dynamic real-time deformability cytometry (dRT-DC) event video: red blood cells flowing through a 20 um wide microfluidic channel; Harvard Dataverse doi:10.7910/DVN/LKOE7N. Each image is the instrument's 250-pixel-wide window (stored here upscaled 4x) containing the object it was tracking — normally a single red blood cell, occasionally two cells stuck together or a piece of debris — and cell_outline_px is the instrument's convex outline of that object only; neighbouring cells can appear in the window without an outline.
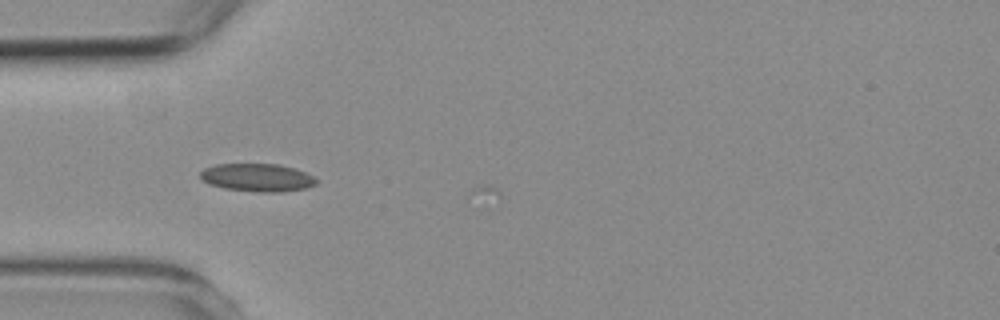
{"species": "common noctule bat (a hibernating species)", "species_latin": "Nyctalus noctula", "temperature_condition": "room temperature", "stored_images_in_passage": 3, "camera_frame_rate_fps": 3000, "um_per_image_px": 0.085, "animal": {"sex": "female", "body_mass_g": 19.3, "forearm_length_mm": 54.1}, "frame": {"image": 1, "passage_image": 1, "time_ms": 0.0, "image_size_px": [1000, 320], "cell_outline_px": [[320, 180], [316, 184], [308, 188], [280, 192], [256, 192], [224, 188], [208, 184], [200, 176], [200, 172], [204, 168], [216, 164], [276, 164], [296, 168]], "centroid_in_image_um": [21.9, 15.09], "position_along_channel_um": 63.1, "area_um2": 19.02}}